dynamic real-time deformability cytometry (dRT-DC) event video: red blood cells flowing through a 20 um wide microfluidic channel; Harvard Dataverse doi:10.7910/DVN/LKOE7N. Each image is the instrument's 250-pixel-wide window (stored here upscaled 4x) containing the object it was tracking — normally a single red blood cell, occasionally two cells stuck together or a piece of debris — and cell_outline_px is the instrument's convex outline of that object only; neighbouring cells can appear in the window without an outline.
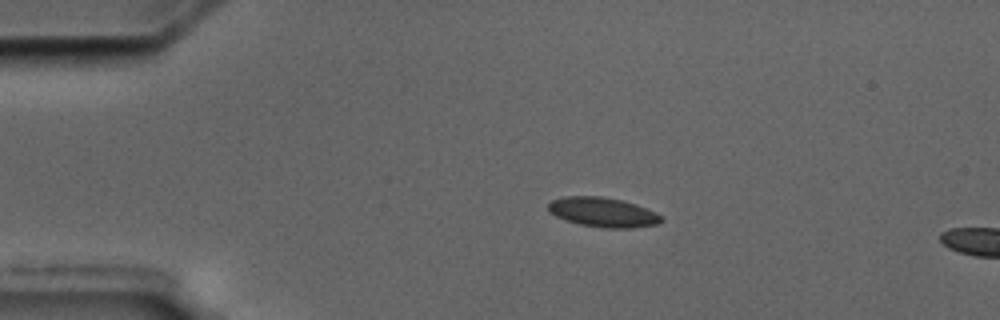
{"species": "common noctule bat (a hibernating species)", "species_latin": "Nyctalus noctula", "temperature_condition": "cold", "stored_images_in_passage": 5, "camera_frame_rate_fps": 3000, "um_per_image_px": 0.085, "animal": {"sex": "male", "body_mass_g": 17.5, "forearm_length_mm": 52.3}, "frame": {"image": 1, "passage_image": 1, "time_ms": 0.0, "image_size_px": [1000, 320], "cell_outline_px": [[664, 220], [656, 224], [632, 228], [604, 228], [580, 224], [556, 216], [548, 212], [548, 204], [552, 200], [564, 196], [600, 196], [624, 200], [636, 204], [656, 212], [664, 216]], "centroid_in_image_um": [51.28, 18.03], "position_along_channel_um": 33.7, "area_um2": 19.59}}